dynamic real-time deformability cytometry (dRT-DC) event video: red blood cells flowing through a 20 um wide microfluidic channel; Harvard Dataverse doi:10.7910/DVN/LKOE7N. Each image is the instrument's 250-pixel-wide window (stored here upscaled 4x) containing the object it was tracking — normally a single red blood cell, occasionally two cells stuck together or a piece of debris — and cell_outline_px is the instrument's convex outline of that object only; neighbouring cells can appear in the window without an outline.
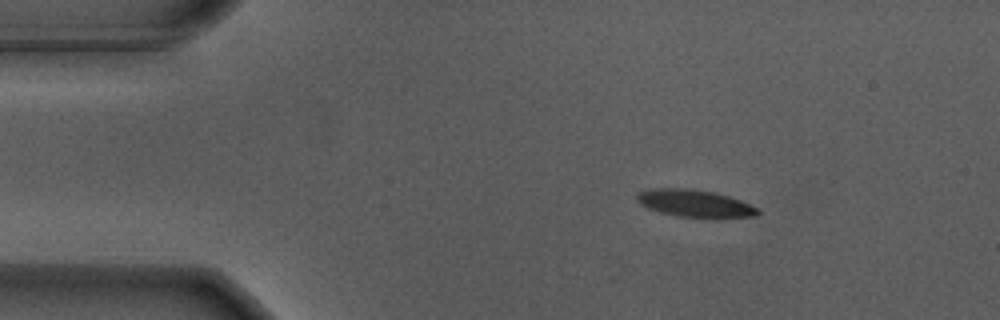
{"species": "Egyptian fruit bat (a non-hibernating species)", "species_latin": "Rousettus aegyptiacus", "temperature_condition": "warm", "stored_images_in_passage": 48, "camera_frame_rate_fps": 3000, "um_per_image_px": 0.085, "animal": {"sex": "male"}, "frame": {"image": 1, "passage_image": 1, "time_ms": 0.0, "image_size_px": [1000, 320], "cell_outline_px": [[760, 212], [756, 216], [712, 220], [680, 216], [660, 212], [648, 208], [640, 204], [636, 200], [636, 192], [648, 188], [684, 188], [712, 192], [728, 196], [740, 200], [760, 208]], "centroid_in_image_um": [59.09, 17.32], "position_along_channel_um": 25.9, "area_um2": 19.88}}
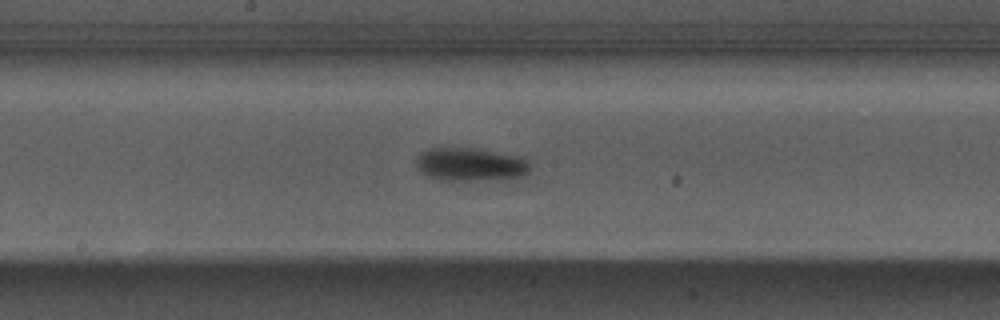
{"frame": {"image": 2, "passage_image": 21, "time_ms": 6.667, "image_size_px": [1000, 320], "cell_outline_px": [[532, 168], [524, 176], [512, 180], [440, 180], [428, 176], [420, 172], [416, 168], [416, 156], [420, 152], [428, 148], [472, 148], [524, 156]], "centroid_in_image_um": [40.03, 13.99], "position_along_channel_um": 208.2, "area_um2": 22.77}}
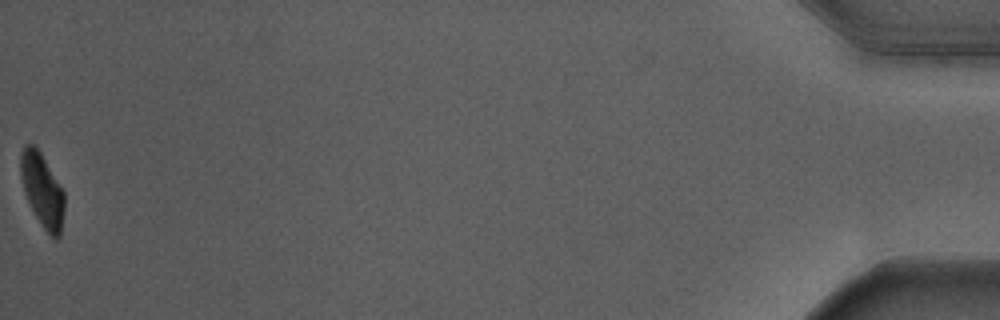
{"frame": {"image": 3, "passage_image": 48, "time_ms": 15.667, "image_size_px": [1000, 320], "cell_outline_px": [[64, 208], [60, 236], [56, 240], [44, 228], [36, 216], [24, 192], [20, 176], [20, 152], [24, 144], [32, 144], [40, 152], [64, 192]], "centroid_in_image_um": [3.57, 16.14], "position_along_channel_um": 431.6, "area_um2": 18.44}, "authors_computed_cell_mechanics": {"area_um2": 21.1548, "velocity_mm_per_s": 3.6817, "shape_relaxation_time_tau1_ms": 3.5043, "shape_relaxation_time_tau2_ms": null, "deformation_change_tau1": 0.1878, "deformation_change_tau2": null}}